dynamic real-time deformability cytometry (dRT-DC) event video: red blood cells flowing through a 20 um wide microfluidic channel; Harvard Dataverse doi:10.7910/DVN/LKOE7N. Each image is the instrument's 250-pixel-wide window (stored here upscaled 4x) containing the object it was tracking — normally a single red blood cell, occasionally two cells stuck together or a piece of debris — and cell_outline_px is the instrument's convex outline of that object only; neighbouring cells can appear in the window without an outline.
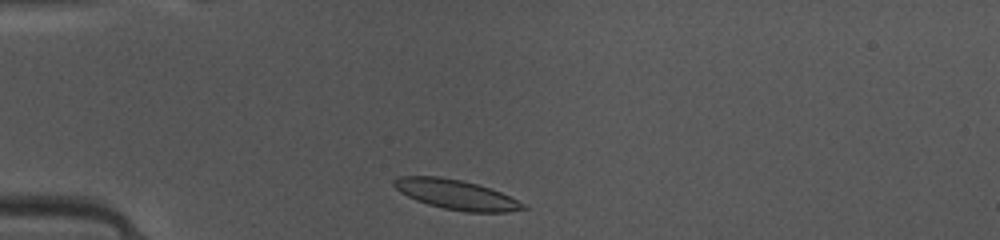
{"species": "common noctule bat (a hibernating species)", "species_latin": "Nyctalus noctula", "temperature_condition": "warm", "stored_images_in_passage": 38, "camera_frame_rate_fps": 3000, "um_per_image_px": 0.085, "animal": {"sex": "female", "body_mass_g": 10.0, "forearm_length_mm": 53.1}, "frame": {"image": 1, "passage_image": 2, "time_ms": 0.333, "image_size_px": [1000, 240], "cell_outline_px": [[528, 208], [508, 212], [464, 212], [444, 208], [428, 204], [416, 200], [400, 192], [392, 184], [392, 180], [400, 176], [440, 176], [460, 180], [476, 184], [500, 192], [524, 204]], "centroid_in_image_um": [38.73, 16.54], "position_along_channel_um": 46.3, "area_um2": 22.14}}
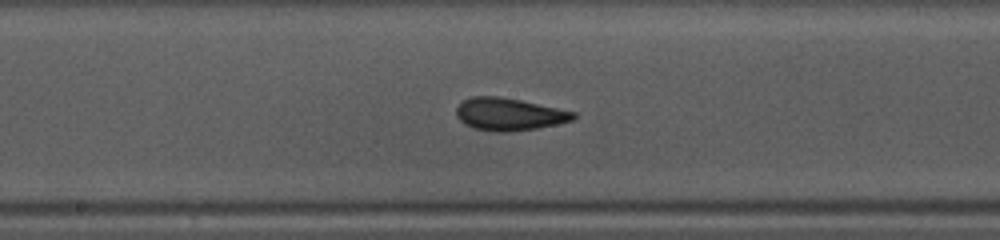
{"frame": {"image": 2, "passage_image": 15, "time_ms": 4.667, "image_size_px": [1000, 240], "cell_outline_px": [[576, 116], [572, 120], [556, 124], [536, 128], [508, 132], [496, 132], [472, 128], [464, 124], [456, 116], [456, 108], [464, 100], [472, 96], [496, 96], [520, 100], [576, 112]], "centroid_in_image_um": [43.24, 9.71], "position_along_channel_um": 205.0, "area_um2": 22.02}}
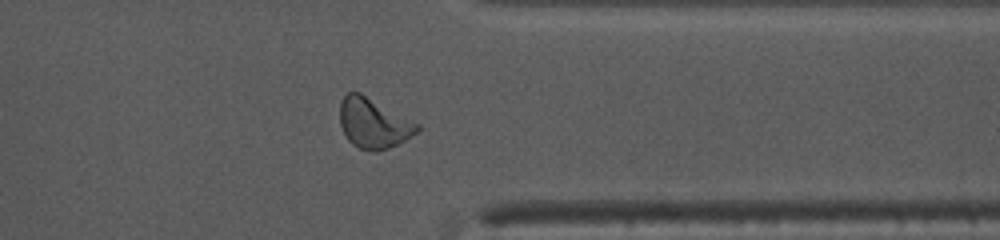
{"frame": {"image": 3, "passage_image": 28, "time_ms": 9.0, "image_size_px": [1000, 240], "cell_outline_px": [[420, 128], [416, 132], [404, 140], [388, 148], [376, 152], [360, 148], [352, 144], [348, 140], [340, 124], [340, 100], [348, 92], [360, 92], [420, 124]], "centroid_in_image_um": [31.73, 10.46], "position_along_channel_um": 379.7, "area_um2": 22.37}, "authors_computed_cell_mechanics": {"area_um2": 21.7328, "velocity_mm_per_s": 4.1093, "shape_relaxation_time_tau1_ms": 3.3355, "shape_relaxation_time_tau2_ms": 1.835, "deformation_change_tau1": 0.163, "deformation_change_tau2": 0.0489}}